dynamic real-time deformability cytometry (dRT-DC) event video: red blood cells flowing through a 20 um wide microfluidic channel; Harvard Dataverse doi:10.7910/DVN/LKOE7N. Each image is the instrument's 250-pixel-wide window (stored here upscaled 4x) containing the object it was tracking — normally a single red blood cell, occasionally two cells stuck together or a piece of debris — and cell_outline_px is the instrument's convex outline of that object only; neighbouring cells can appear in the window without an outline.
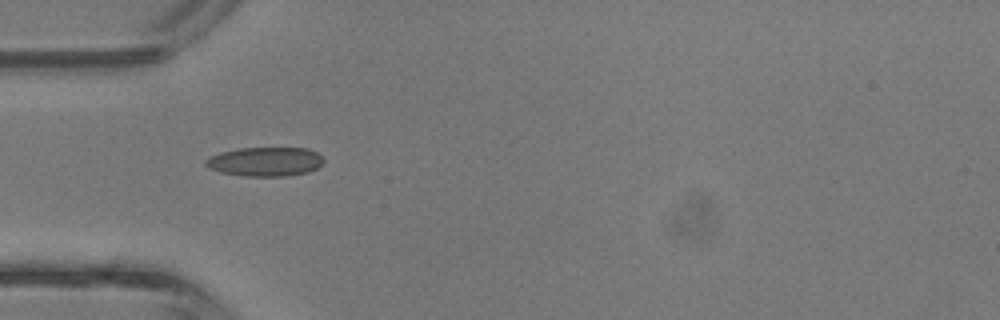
{"species": "common noctule bat (a hibernating species)", "species_latin": "Nyctalus noctula", "temperature_condition": "room temperature", "stored_images_in_passage": 1, "camera_frame_rate_fps": 3000, "um_per_image_px": 0.085, "animal": {"sex": "male", "body_mass_g": 13.3}, "frame": {"image": 1, "passage_image": 1, "time_ms": 0.0, "image_size_px": [1000, 320], "cell_outline_px": [[324, 160], [316, 168], [308, 172], [284, 176], [244, 176], [220, 172], [208, 168], [204, 164], [204, 160], [208, 156], [220, 152], [240, 148], [308, 148], [324, 156]], "centroid_in_image_um": [22.51, 13.73], "position_along_channel_um": 62.5, "area_um2": 20.17}}